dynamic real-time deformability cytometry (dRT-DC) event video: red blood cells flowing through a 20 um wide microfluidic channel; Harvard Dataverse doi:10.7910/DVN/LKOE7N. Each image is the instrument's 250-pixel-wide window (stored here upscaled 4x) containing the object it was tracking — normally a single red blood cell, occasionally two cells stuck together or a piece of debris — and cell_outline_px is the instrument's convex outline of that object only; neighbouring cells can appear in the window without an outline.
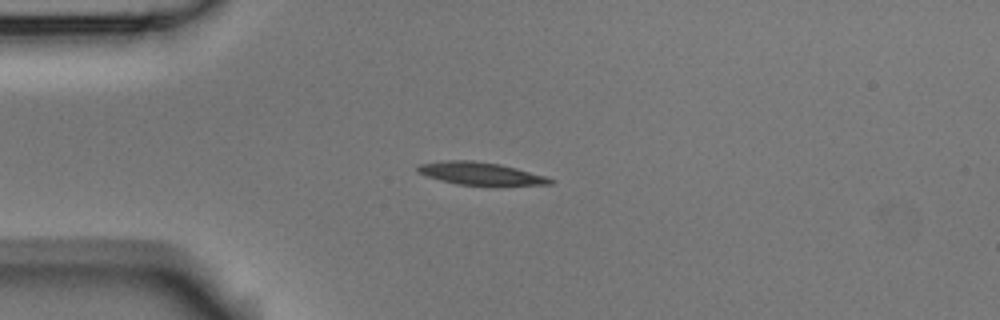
{"species": "Egyptian fruit bat (a non-hibernating species)", "species_latin": "Rousettus aegyptiacus", "temperature_condition": "room temperature", "stored_images_in_passage": 3, "camera_frame_rate_fps": 3000, "um_per_image_px": 0.085, "animal": {"sex": "male"}, "frame": {"image": 1, "passage_image": 1, "time_ms": 0.0, "image_size_px": [1000, 320], "cell_outline_px": [[556, 180], [552, 184], [456, 184], [424, 176], [416, 172], [416, 168], [420, 164], [444, 160], [472, 160], [500, 164], [516, 168], [544, 176]], "centroid_in_image_um": [40.74, 14.72], "position_along_channel_um": 44.3, "area_um2": 17.11}}
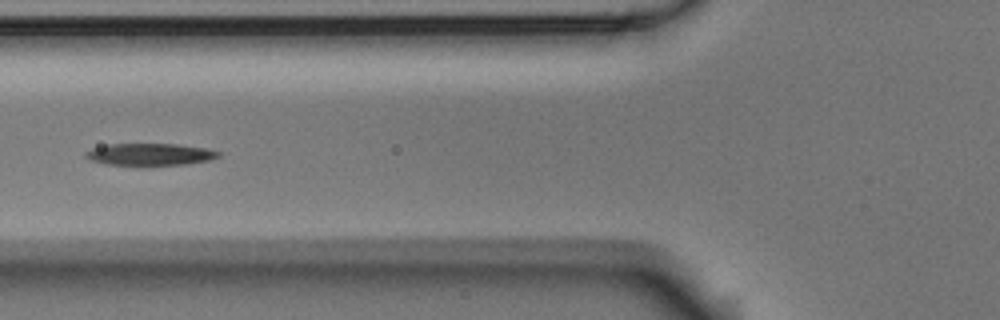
{"frame": {"image": 2, "passage_image": 3, "time_ms": 0.667, "image_size_px": [1000, 320], "cell_outline_px": [[220, 156], [212, 160], [184, 164], [108, 164], [88, 160], [84, 156], [84, 152], [92, 148], [108, 144], [176, 144], [204, 148], [220, 152]], "centroid_in_image_um": [12.72, 13.11], "position_along_channel_um": 113.1, "area_um2": 16.76}}